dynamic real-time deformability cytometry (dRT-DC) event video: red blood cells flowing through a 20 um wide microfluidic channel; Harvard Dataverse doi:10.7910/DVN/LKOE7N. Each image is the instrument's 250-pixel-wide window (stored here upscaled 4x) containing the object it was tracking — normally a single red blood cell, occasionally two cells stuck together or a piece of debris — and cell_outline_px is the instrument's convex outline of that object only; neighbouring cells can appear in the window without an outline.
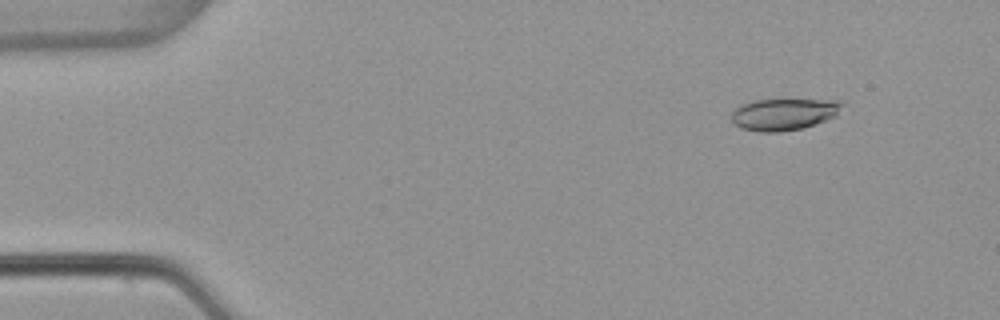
{"species": "common noctule bat (a hibernating species)", "species_latin": "Nyctalus noctula", "temperature_condition": "warm", "stored_images_in_passage": 53, "camera_frame_rate_fps": 3000, "um_per_image_px": 0.085, "animal": {"sex": "female", "body_mass_g": 22.7, "forearm_length_mm": 54.2}, "frame": {"image": 1, "passage_image": 6, "time_ms": 1.667, "image_size_px": [1000, 320], "cell_outline_px": [[844, 104], [836, 116], [816, 124], [800, 128], [780, 132], [760, 132], [740, 128], [732, 120], [732, 112], [740, 104], [756, 100], [840, 100]], "centroid_in_image_um": [66.63, 9.71], "position_along_channel_um": 18.4, "area_um2": 20.4}}
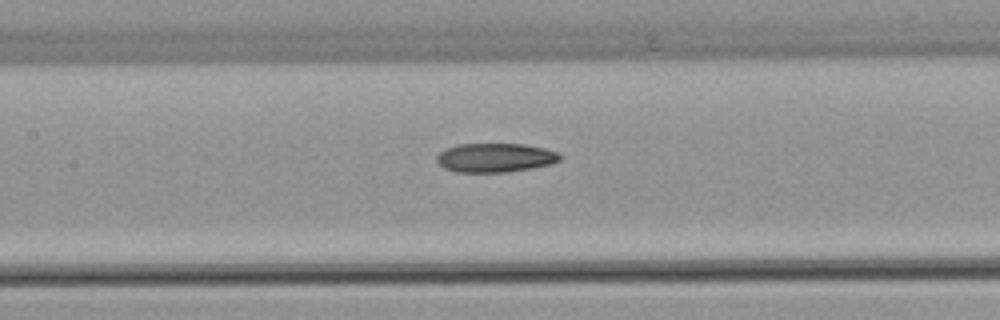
{"frame": {"image": 2, "passage_image": 25, "time_ms": 8.0, "image_size_px": [1000, 320], "cell_outline_px": [[564, 156], [560, 160], [552, 164], [532, 168], [508, 172], [456, 172], [444, 168], [436, 160], [436, 156], [444, 148], [456, 144], [524, 144], [544, 148], [556, 152]], "centroid_in_image_um": [42.09, 13.4], "position_along_channel_um": 165.3, "area_um2": 21.04}}
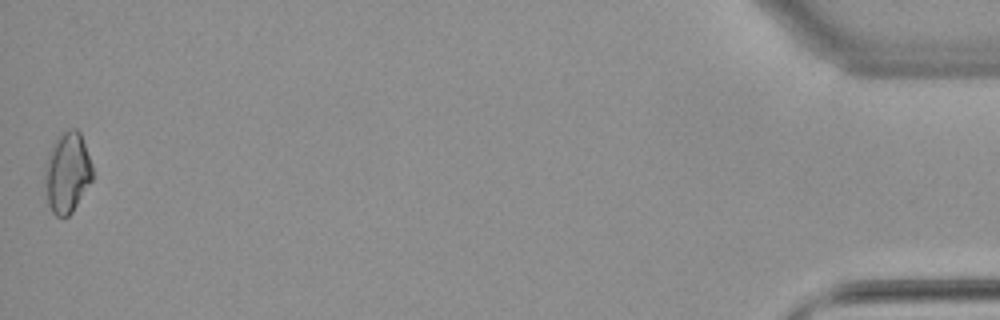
{"frame": {"image": 3, "passage_image": 53, "time_ms": 17.333, "image_size_px": [1000, 320], "cell_outline_px": [[92, 180], [72, 212], [68, 216], [56, 216], [52, 212], [48, 204], [44, 184], [44, 164], [48, 152], [56, 136], [68, 128], [76, 128], [80, 132], [92, 164]], "centroid_in_image_um": [5.68, 14.63], "position_along_channel_um": 429.5, "area_um2": 22.72}, "authors_computed_cell_mechanics": {"area_um2": 20.9814, "velocity_mm_per_s": 3.8611, "shape_relaxation_time_tau1_ms": null, "shape_relaxation_time_tau2_ms": 10.5717, "deformation_change_tau1": null, "deformation_change_tau2": 0.199}}